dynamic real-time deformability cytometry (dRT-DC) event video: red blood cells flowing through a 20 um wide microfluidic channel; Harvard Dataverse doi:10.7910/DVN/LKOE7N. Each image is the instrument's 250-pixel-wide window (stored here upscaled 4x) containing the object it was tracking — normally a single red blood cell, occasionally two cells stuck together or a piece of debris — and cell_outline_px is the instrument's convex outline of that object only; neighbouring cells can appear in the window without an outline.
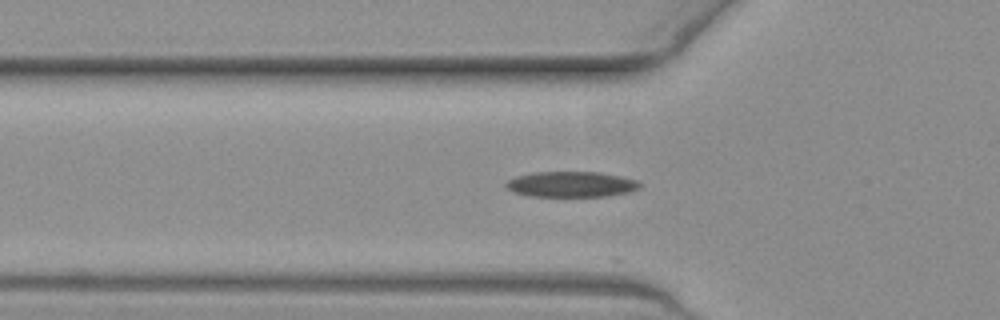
{"species": "common noctule bat (a hibernating species)", "species_latin": "Nyctalus noctula", "temperature_condition": "warm", "stored_images_in_passage": 38, "camera_frame_rate_fps": 3000, "um_per_image_px": 0.085, "animal": {"sex": "female", "body_mass_g": 19.3, "forearm_length_mm": 54.1}, "frame": {"image": 1, "passage_image": 5, "time_ms": 1.333, "image_size_px": [1000, 320], "cell_outline_px": [[640, 188], [628, 192], [608, 196], [532, 196], [512, 192], [504, 184], [508, 180], [516, 176], [532, 172], [600, 172], [620, 176], [636, 180], [640, 184]], "centroid_in_image_um": [48.53, 15.66], "position_along_channel_um": 77.3, "area_um2": 19.88}}
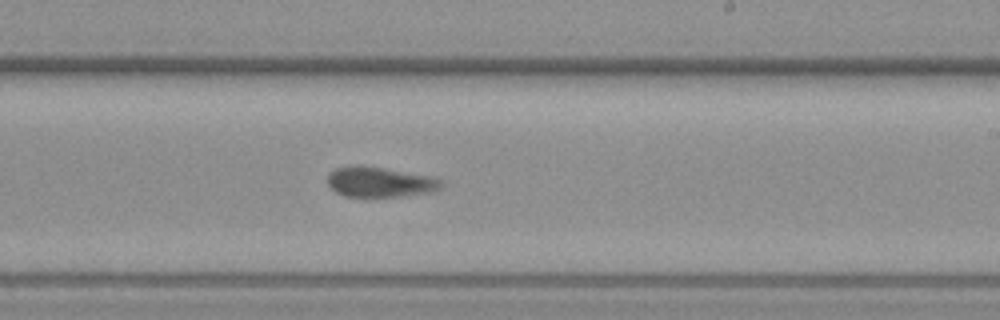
{"frame": {"image": 2, "passage_image": 19, "time_ms": 6.0, "image_size_px": [1000, 320], "cell_outline_px": [[444, 184], [440, 188], [432, 192], [400, 196], [344, 196], [336, 192], [328, 184], [328, 176], [336, 168], [384, 168], [432, 176], [444, 180]], "centroid_in_image_um": [32.4, 15.5], "position_along_channel_um": 256.6, "area_um2": 19.31}}
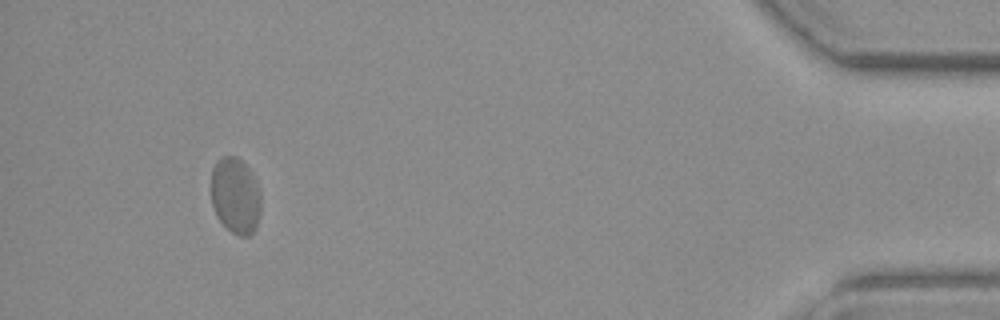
{"frame": {"image": 3, "passage_image": 37, "time_ms": 12.0, "image_size_px": [1000, 320], "cell_outline_px": [[260, 212], [256, 228], [248, 236], [236, 236], [216, 216], [212, 204], [212, 168], [216, 160], [220, 156], [236, 156], [252, 172], [260, 188]], "centroid_in_image_um": [20.02, 16.62], "position_along_channel_um": 415.2, "area_um2": 22.25}}